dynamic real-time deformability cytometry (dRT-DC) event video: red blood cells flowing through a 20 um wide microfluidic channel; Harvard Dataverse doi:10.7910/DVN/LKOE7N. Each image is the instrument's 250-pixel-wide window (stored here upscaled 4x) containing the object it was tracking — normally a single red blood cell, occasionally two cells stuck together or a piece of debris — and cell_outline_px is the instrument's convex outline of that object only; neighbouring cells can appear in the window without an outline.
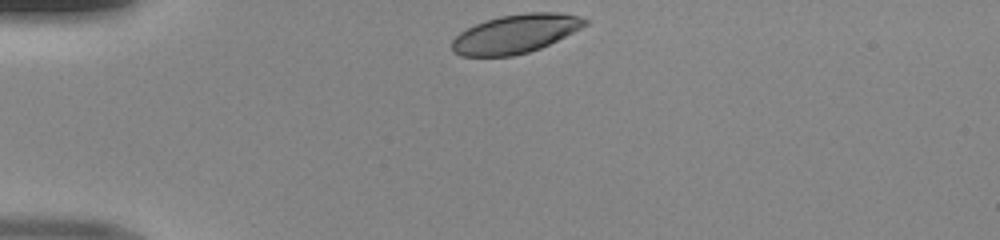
{"species": "human", "species_latin": "Homo sapiens", "temperature_condition": "room temperature", "stored_images_in_passage": 30, "camera_frame_rate_fps": 3000, "um_per_image_px": 0.085, "donor": {"sex": "male"}, "frame": {"image": 1, "passage_image": 1, "time_ms": 0.0, "image_size_px": [1000, 240], "cell_outline_px": [[588, 24], [540, 48], [528, 52], [512, 56], [460, 56], [452, 52], [452, 40], [460, 32], [484, 20], [500, 16], [528, 12], [560, 12], [580, 16], [588, 20]], "centroid_in_image_um": [43.79, 2.86], "position_along_channel_um": 41.2, "area_um2": 29.88}}
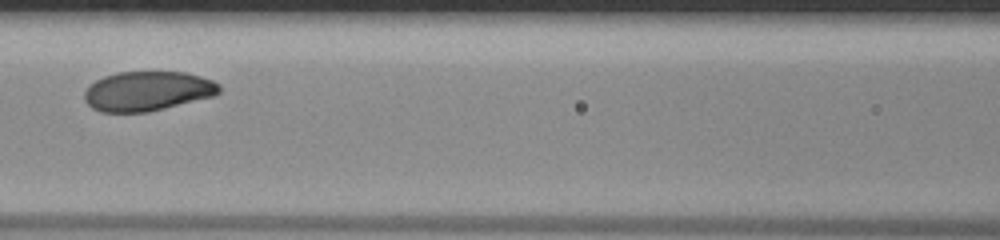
{"frame": {"image": 2, "passage_image": 12, "time_ms": 3.667, "image_size_px": [1000, 240], "cell_outline_px": [[220, 92], [216, 96], [148, 112], [100, 112], [92, 108], [84, 100], [84, 92], [96, 80], [104, 76], [116, 72], [184, 72], [200, 76], [212, 80], [220, 84]], "centroid_in_image_um": [12.56, 7.75], "position_along_channel_um": 154.0, "area_um2": 31.21}}
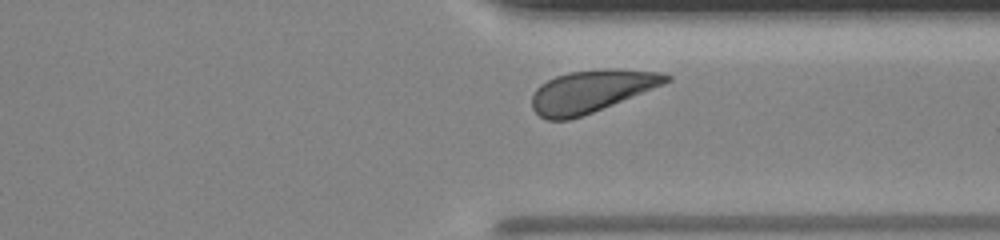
{"frame": {"image": 3, "passage_image": 27, "time_ms": 8.667, "image_size_px": [1000, 240], "cell_outline_px": [[672, 80], [664, 84], [592, 112], [568, 120], [548, 120], [540, 116], [532, 108], [532, 96], [536, 88], [540, 84], [556, 76], [568, 72], [604, 68], [616, 68], [664, 72], [672, 76]], "centroid_in_image_um": [50.28, 7.72], "position_along_channel_um": 361.1, "area_um2": 33.0}}